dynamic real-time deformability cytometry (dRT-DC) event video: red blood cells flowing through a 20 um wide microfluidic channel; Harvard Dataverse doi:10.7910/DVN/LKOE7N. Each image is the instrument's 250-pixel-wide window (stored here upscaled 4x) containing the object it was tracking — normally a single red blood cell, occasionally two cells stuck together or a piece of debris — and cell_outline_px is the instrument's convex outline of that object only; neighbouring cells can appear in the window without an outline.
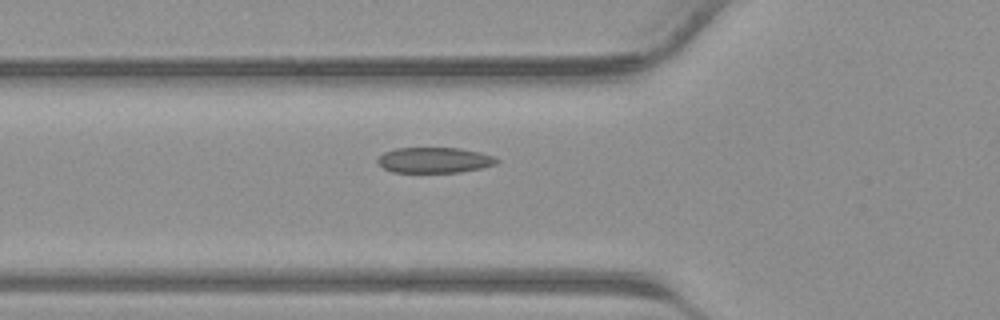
{"species": "common noctule bat (a hibernating species)", "species_latin": "Nyctalus noctula", "temperature_condition": "warm", "stored_images_in_passage": 39, "camera_frame_rate_fps": 3000, "um_per_image_px": 0.085, "animal": {"sex": "male", "body_mass_g": 23.1, "forearm_length_mm": 52.7}, "frame": {"image": 1, "passage_image": 15, "time_ms": 4.667, "image_size_px": [1000, 320], "cell_outline_px": [[500, 160], [496, 164], [480, 168], [460, 172], [392, 172], [384, 168], [376, 160], [384, 152], [396, 148], [460, 148], [480, 152], [496, 156]], "centroid_in_image_um": [36.96, 13.6], "position_along_channel_um": 88.8, "area_um2": 17.74}}
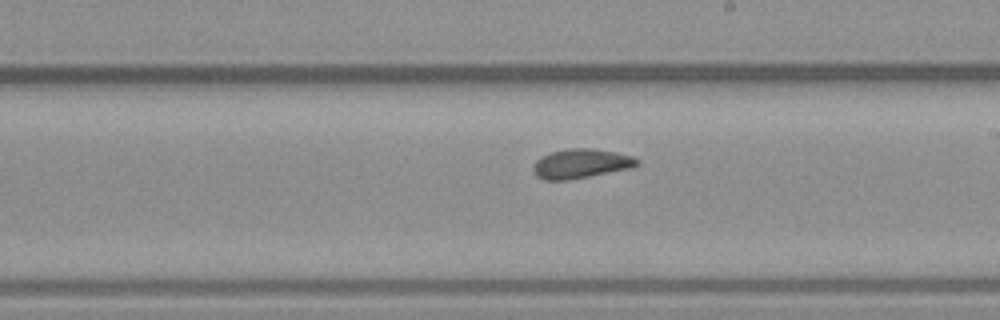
{"frame": {"image": 2, "passage_image": 24, "time_ms": 7.667, "image_size_px": [1000, 320], "cell_outline_px": [[640, 164], [632, 168], [568, 180], [544, 180], [536, 176], [532, 168], [536, 160], [552, 152], [572, 148], [592, 148], [616, 152], [632, 156], [640, 160]], "centroid_in_image_um": [49.41, 13.91], "position_along_channel_um": 239.6, "area_um2": 17.74}}
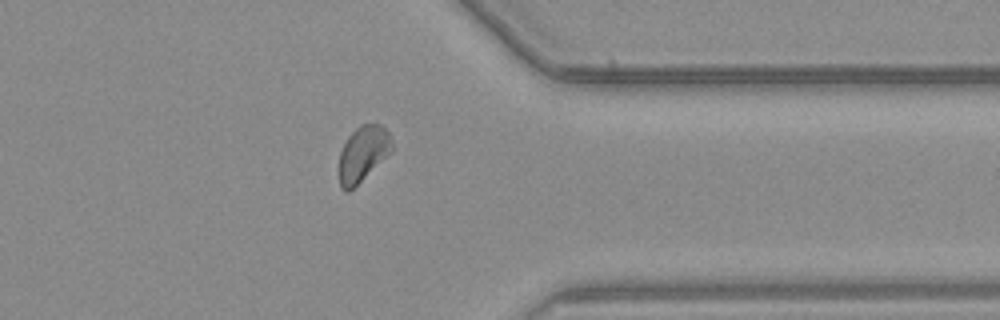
{"frame": {"image": 3, "passage_image": 33, "time_ms": 10.667, "image_size_px": [1000, 320], "cell_outline_px": [[392, 152], [348, 192], [344, 192], [340, 188], [340, 152], [348, 136], [360, 124], [380, 124], [388, 132], [392, 144]], "centroid_in_image_um": [30.85, 13.06], "position_along_channel_um": 380.6, "area_um2": 16.82}}